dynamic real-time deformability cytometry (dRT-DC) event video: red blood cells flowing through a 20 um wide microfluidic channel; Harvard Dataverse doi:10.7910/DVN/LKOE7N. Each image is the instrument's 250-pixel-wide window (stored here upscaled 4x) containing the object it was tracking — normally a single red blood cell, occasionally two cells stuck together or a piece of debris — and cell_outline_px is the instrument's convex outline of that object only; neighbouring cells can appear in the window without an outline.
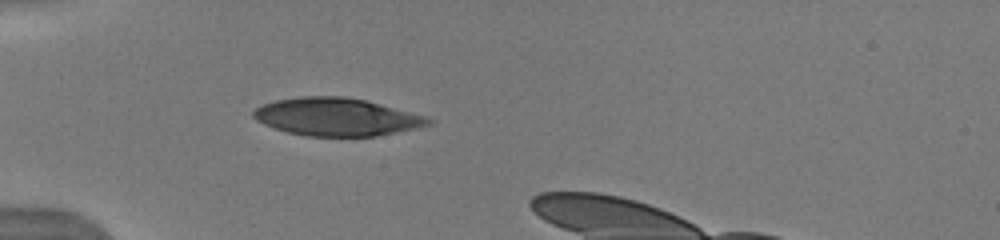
{"species": "human", "species_latin": "Homo sapiens", "temperature_condition": "warm", "stored_images_in_passage": 30, "camera_frame_rate_fps": 3000, "um_per_image_px": 0.085, "donor": {"sex": "male"}, "frame": {"image": 1, "passage_image": 12, "time_ms": 2.0, "image_size_px": [1000, 240], "cell_outline_px": [[432, 124], [416, 128], [376, 136], [304, 136], [288, 132], [264, 124], [256, 120], [252, 116], [252, 112], [260, 104], [276, 100], [300, 96], [344, 96], [364, 100], [424, 116], [432, 120]], "centroid_in_image_um": [28.55, 9.93], "position_along_channel_um": 56.5, "area_um2": 38.26}}
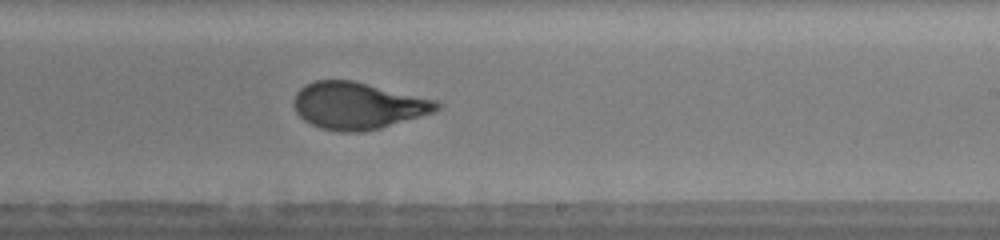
{"frame": {"image": 2, "passage_image": 30, "time_ms": 7.333, "image_size_px": [1000, 240], "cell_outline_px": [[444, 104], [440, 108], [432, 112], [380, 128], [364, 132], [336, 132], [320, 128], [304, 120], [296, 112], [292, 104], [292, 100], [296, 92], [304, 84], [316, 80], [352, 80], [436, 100]], "centroid_in_image_um": [30.36, 8.98], "position_along_channel_um": 258.6, "area_um2": 39.13}}